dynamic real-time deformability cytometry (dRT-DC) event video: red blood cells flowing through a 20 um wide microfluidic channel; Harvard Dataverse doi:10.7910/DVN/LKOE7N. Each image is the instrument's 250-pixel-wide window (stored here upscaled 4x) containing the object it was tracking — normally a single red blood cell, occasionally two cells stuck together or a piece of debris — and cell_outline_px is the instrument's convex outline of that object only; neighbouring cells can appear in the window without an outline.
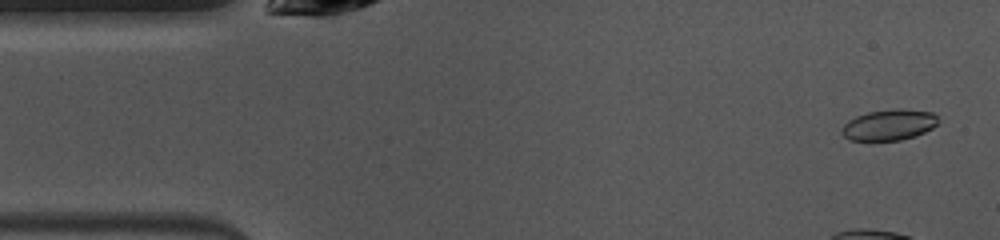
{"species": "common noctule bat (a hibernating species)", "species_latin": "Nyctalus noctula", "temperature_condition": "warm", "stored_images_in_passage": 48, "camera_frame_rate_fps": 3000, "um_per_image_px": 0.085, "animal": {"sex": "female", "body_mass_g": 10.0, "forearm_length_mm": 53.1}, "frame": {"image": 1, "passage_image": 2, "time_ms": 0.333, "image_size_px": [1000, 240], "cell_outline_px": [[940, 120], [932, 128], [916, 136], [900, 140], [848, 140], [840, 132], [840, 128], [848, 120], [856, 116], [868, 112], [896, 108], [900, 108], [932, 112]], "centroid_in_image_um": [75.55, 10.61], "position_along_channel_um": 9.4, "area_um2": 17.46}}